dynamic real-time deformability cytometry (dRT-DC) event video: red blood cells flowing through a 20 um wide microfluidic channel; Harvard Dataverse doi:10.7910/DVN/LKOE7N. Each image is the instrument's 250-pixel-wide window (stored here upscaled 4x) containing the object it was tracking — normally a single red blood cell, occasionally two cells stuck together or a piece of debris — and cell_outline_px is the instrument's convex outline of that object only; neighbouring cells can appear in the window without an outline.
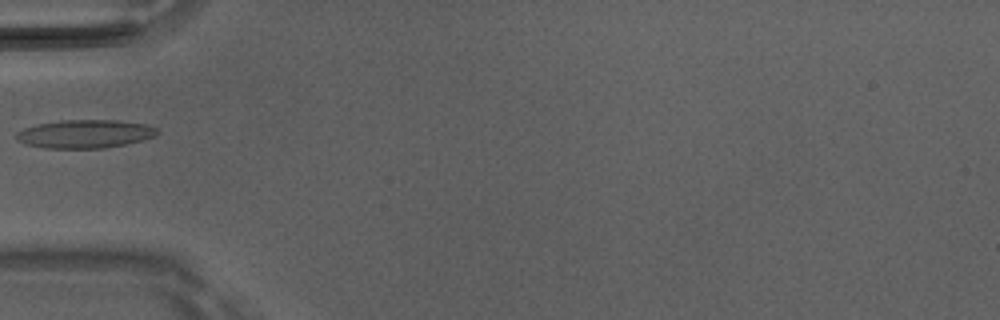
{"species": "Egyptian fruit bat (a non-hibernating species)", "species_latin": "Rousettus aegyptiacus", "temperature_condition": "room temperature", "stored_images_in_passage": 2, "camera_frame_rate_fps": 3000, "um_per_image_px": 0.085, "animal": {"sex": "male"}, "frame": {"image": 1, "passage_image": 1, "time_ms": 0.0, "image_size_px": [1000, 320], "cell_outline_px": [[156, 136], [144, 140], [104, 148], [44, 148], [28, 144], [20, 140], [16, 136], [16, 132], [24, 128], [36, 124], [60, 120], [116, 120], [148, 124], [156, 128]], "centroid_in_image_um": [7.24, 11.37], "position_along_channel_um": 77.8, "area_um2": 23.18}}